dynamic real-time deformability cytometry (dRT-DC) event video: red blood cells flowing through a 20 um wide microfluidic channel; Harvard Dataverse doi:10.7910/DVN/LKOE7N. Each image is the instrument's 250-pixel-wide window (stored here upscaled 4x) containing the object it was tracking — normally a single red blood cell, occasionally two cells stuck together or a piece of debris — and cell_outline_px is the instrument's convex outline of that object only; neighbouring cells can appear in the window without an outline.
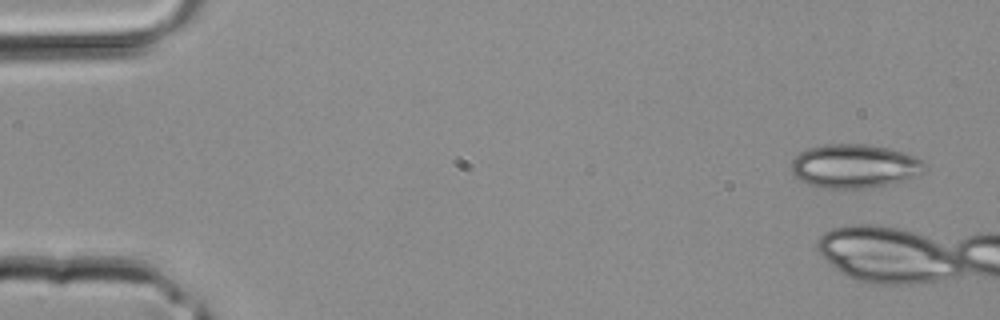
{"species": "common noctule bat (a hibernating species)", "species_latin": "Nyctalus noctula", "temperature_condition": "room temperature", "stored_images_in_passage": 4, "camera_frame_rate_fps": 3000, "um_per_image_px": 0.085, "animal": {"sex": "male", "body_mass_g": 20.4}, "frame": {"image": 1, "passage_image": 1, "time_ms": 0.0, "image_size_px": [1000, 320], "cell_outline_px": [[924, 172], [908, 180], [864, 188], [832, 188], [808, 184], [800, 180], [792, 172], [792, 160], [800, 152], [808, 148], [824, 144], [864, 144], [888, 148], [912, 156], [920, 160], [924, 164]], "centroid_in_image_um": [72.61, 14.11], "position_along_channel_um": 12.4, "area_um2": 33.58}}